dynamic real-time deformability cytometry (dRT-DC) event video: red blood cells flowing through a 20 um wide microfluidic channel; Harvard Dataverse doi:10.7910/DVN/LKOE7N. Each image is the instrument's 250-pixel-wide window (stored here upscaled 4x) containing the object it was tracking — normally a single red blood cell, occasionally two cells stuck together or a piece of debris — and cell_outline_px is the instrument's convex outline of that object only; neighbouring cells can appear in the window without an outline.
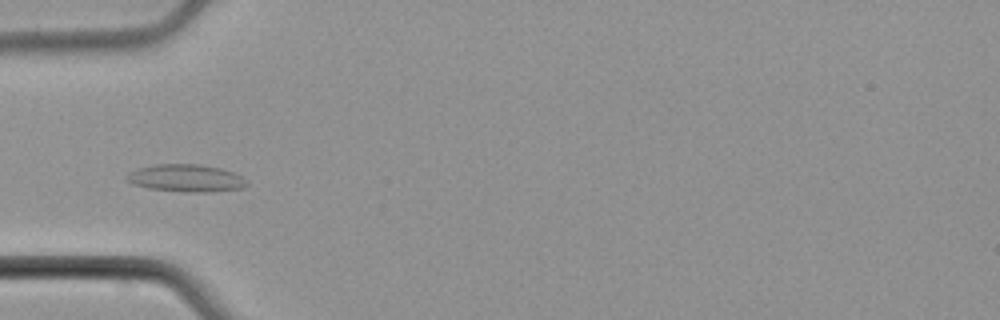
{"species": "common noctule bat (a hibernating species)", "species_latin": "Nyctalus noctula", "temperature_condition": "cold", "stored_images_in_passage": 6, "camera_frame_rate_fps": 3000, "um_per_image_px": 0.085, "animal": {"sex": "male", "body_mass_g": 21.5, "forearm_length_mm": 52.0}, "frame": {"image": 1, "passage_image": 4, "time_ms": 3.667, "image_size_px": [1000, 320], "cell_outline_px": [[248, 184], [244, 188], [208, 192], [188, 192], [148, 188], [132, 184], [124, 176], [128, 172], [136, 168], [156, 164], [200, 164], [220, 168], [232, 172], [248, 180]], "centroid_in_image_um": [15.79, 15.14], "position_along_channel_um": 69.2, "area_um2": 19.31}}
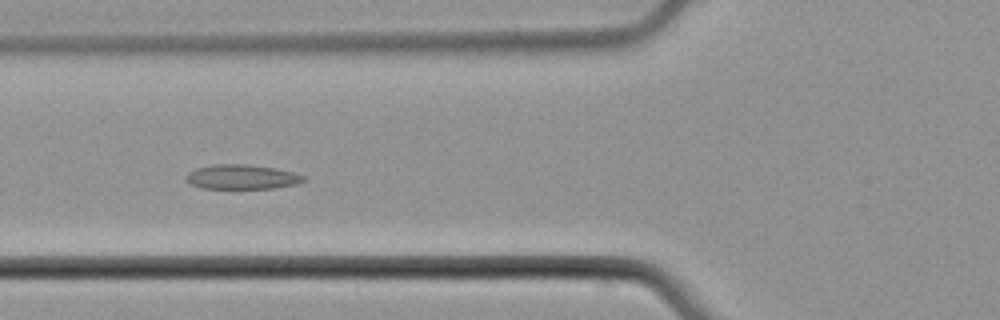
{"frame": {"image": 2, "passage_image": 5, "time_ms": 4.667, "image_size_px": [1000, 320], "cell_outline_px": [[304, 180], [296, 184], [276, 188], [200, 188], [188, 184], [184, 180], [184, 176], [188, 172], [196, 168], [212, 164], [244, 164], [276, 168], [292, 172], [304, 176]], "centroid_in_image_um": [20.47, 15.04], "position_along_channel_um": 105.3, "area_um2": 16.94}}
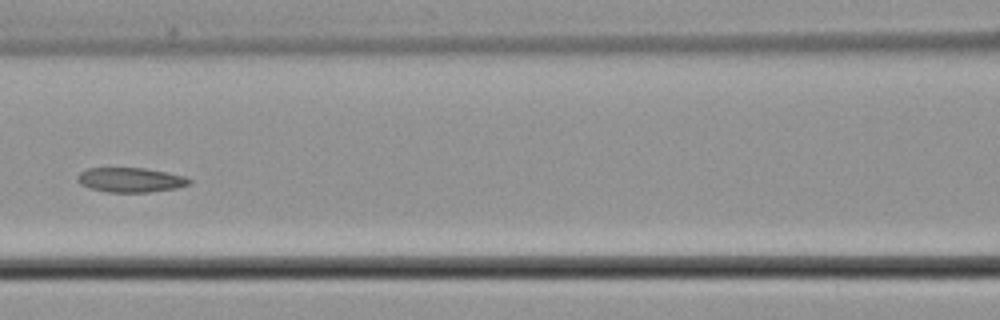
{"frame": {"image": 3, "passage_image": 6, "time_ms": 6.0, "image_size_px": [1000, 320], "cell_outline_px": [[192, 180], [188, 184], [176, 188], [148, 192], [108, 192], [88, 188], [80, 184], [76, 180], [76, 176], [80, 172], [88, 168], [144, 168], [184, 176]], "centroid_in_image_um": [11.03, 15.29], "position_along_channel_um": 155.6, "area_um2": 15.95}}